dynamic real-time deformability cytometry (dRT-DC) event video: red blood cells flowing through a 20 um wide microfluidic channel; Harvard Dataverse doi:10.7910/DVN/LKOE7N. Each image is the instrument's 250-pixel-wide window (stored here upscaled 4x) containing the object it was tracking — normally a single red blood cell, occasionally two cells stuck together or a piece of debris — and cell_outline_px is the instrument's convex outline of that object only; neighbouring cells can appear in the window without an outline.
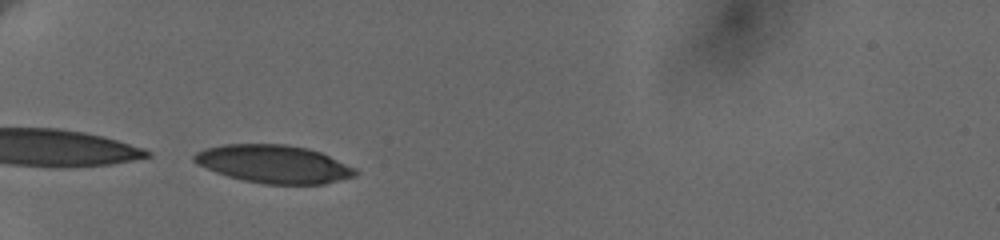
{"species": "human", "species_latin": "Homo sapiens", "temperature_condition": "cold", "stored_images_in_passage": 7, "camera_frame_rate_fps": 3000, "um_per_image_px": 0.085, "donor": {"sex": "female"}, "frame": {"image": 1, "passage_image": 4, "time_ms": 3.667, "image_size_px": [1000, 240], "cell_outline_px": [[360, 172], [356, 176], [324, 184], [264, 184], [244, 180], [228, 176], [216, 172], [192, 160], [192, 156], [196, 152], [204, 148], [224, 144], [284, 144], [308, 148], [320, 152], [356, 168]], "centroid_in_image_um": [23.3, 13.94], "position_along_channel_um": 61.7, "area_um2": 35.66}}
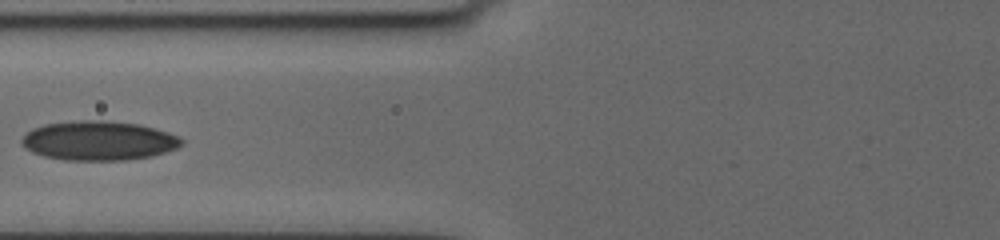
{"frame": {"image": 2, "passage_image": 6, "time_ms": 5.667, "image_size_px": [1000, 240], "cell_outline_px": [[184, 144], [176, 148], [152, 156], [128, 160], [64, 160], [44, 156], [32, 152], [24, 148], [20, 144], [20, 140], [32, 128], [44, 124], [80, 120], [100, 120], [140, 124], [180, 136], [184, 140]], "centroid_in_image_um": [8.38, 11.96], "position_along_channel_um": 117.4, "area_um2": 36.82}}
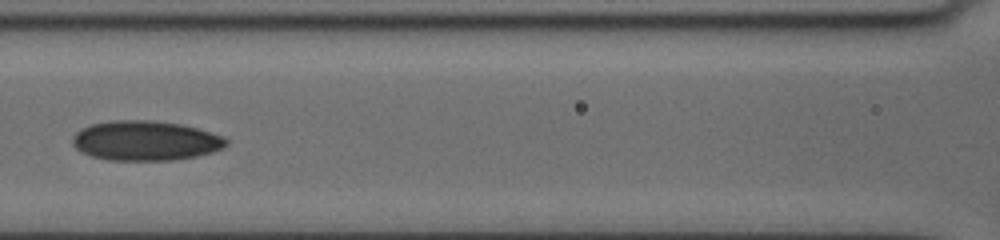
{"frame": {"image": 3, "passage_image": 7, "time_ms": 6.667, "image_size_px": [1000, 240], "cell_outline_px": [[228, 144], [224, 148], [212, 152], [196, 156], [172, 160], [108, 160], [92, 156], [76, 148], [72, 144], [72, 136], [80, 128], [88, 124], [112, 120], [152, 120], [180, 124], [196, 128], [224, 136], [228, 140]], "centroid_in_image_um": [12.35, 11.95], "position_along_channel_um": 154.2, "area_um2": 35.78}}